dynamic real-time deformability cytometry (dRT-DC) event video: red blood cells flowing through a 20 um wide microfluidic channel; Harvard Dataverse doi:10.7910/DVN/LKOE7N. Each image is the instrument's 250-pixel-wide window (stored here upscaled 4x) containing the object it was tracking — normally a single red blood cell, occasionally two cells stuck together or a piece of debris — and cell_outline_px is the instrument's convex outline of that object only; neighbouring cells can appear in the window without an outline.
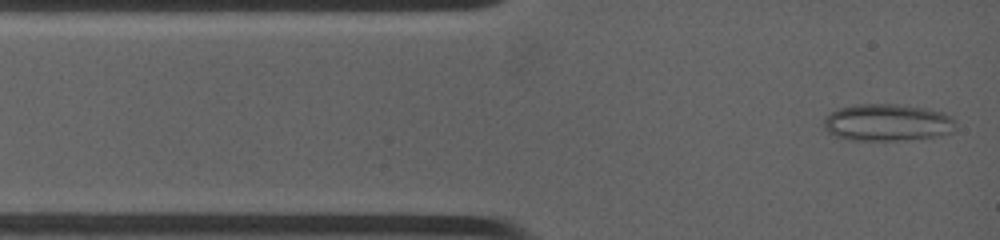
{"species": "common noctule bat (a hibernating species)", "species_latin": "Nyctalus noctula", "temperature_condition": "warm", "stored_images_in_passage": 37, "camera_frame_rate_fps": 4500, "um_per_image_px": 0.085, "animal": {"sex": "female", "body_mass_g": 19.0, "forearm_length_mm": 53.3}, "frame": {"image": 1, "passage_image": 2, "time_ms": 0.222, "image_size_px": [1000, 240], "cell_outline_px": [[956, 124], [952, 132], [932, 136], [896, 140], [852, 140], [836, 136], [828, 132], [820, 124], [824, 116], [840, 108], [860, 104], [896, 104], [944, 112], [952, 116], [956, 120]], "centroid_in_image_um": [75.38, 10.41], "position_along_channel_um": 9.6, "area_um2": 28.32}}
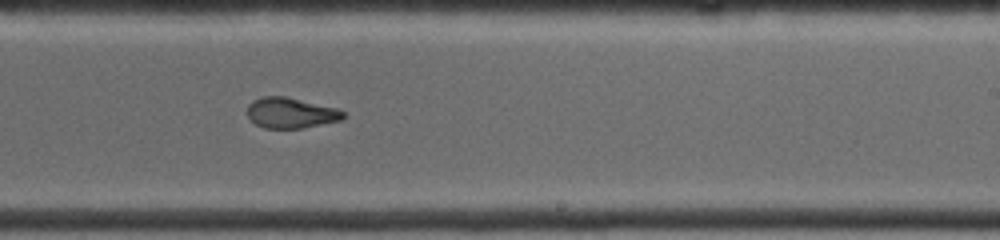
{"frame": {"image": 2, "passage_image": 18, "time_ms": 7.556, "image_size_px": [1000, 240], "cell_outline_px": [[344, 116], [340, 120], [304, 128], [264, 128], [256, 124], [248, 116], [248, 104], [252, 100], [264, 96], [284, 96], [340, 108], [344, 112]], "centroid_in_image_um": [24.73, 9.59], "position_along_channel_um": 264.3, "area_um2": 17.11}}
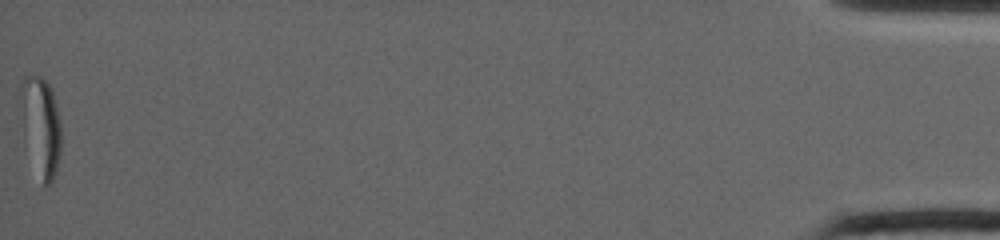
{"frame": {"image": 3, "passage_image": 37, "time_ms": 16.222, "image_size_px": [1000, 240], "cell_outline_px": [[60, 156], [56, 172], [52, 180], [44, 188], [24, 144], [20, 92], [20, 84], [24, 76], [40, 76], [52, 88], [60, 120]], "centroid_in_image_um": [3.46, 10.75], "position_along_channel_um": 431.7, "area_um2": 23.64}, "authors_computed_cell_mechanics": {"area_um2": 19.2474, "velocity_mm_per_s": 3.9462, "shape_relaxation_time_tau1_ms": null, "shape_relaxation_time_tau2_ms": 2.1531, "deformation_change_tau1": null, "deformation_change_tau2": 0.0769}}